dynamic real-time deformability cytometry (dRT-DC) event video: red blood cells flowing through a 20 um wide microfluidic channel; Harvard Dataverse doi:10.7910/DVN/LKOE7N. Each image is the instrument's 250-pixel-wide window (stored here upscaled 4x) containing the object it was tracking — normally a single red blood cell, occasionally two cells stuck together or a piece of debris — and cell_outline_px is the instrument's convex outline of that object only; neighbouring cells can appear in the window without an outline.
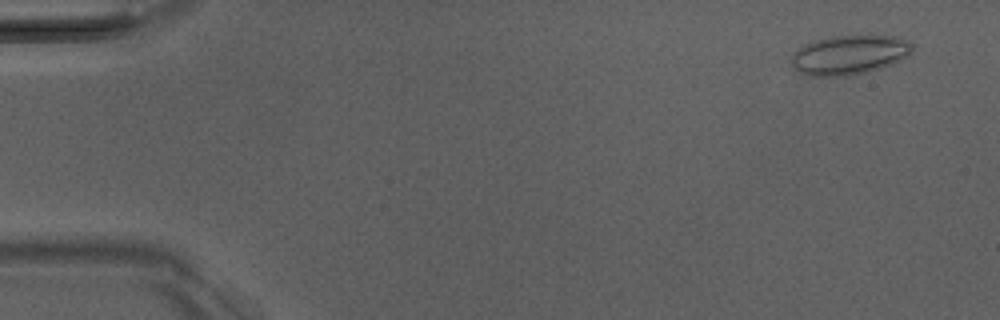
{"species": "Egyptian fruit bat (a non-hibernating species)", "species_latin": "Rousettus aegyptiacus", "temperature_condition": "room temperature", "stored_images_in_passage": 50, "camera_frame_rate_fps": 3000, "um_per_image_px": 0.085, "animal": {"sex": "male"}, "frame": {"image": 1, "passage_image": 2, "time_ms": 0.333, "image_size_px": [1000, 320], "cell_outline_px": [[912, 48], [908, 56], [892, 64], [868, 72], [852, 76], [808, 76], [796, 72], [792, 68], [792, 56], [800, 48], [808, 44], [832, 36], [868, 32], [872, 32], [892, 36], [908, 40], [912, 44]], "centroid_in_image_um": [72.24, 4.64], "position_along_channel_um": 12.8, "area_um2": 28.5}}
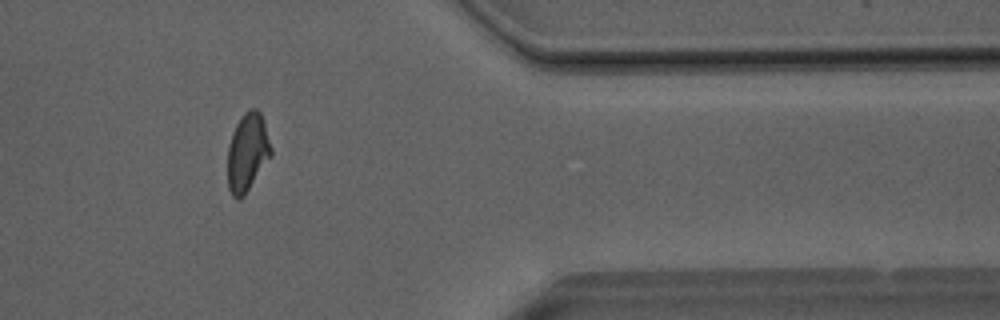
{"frame": {"image": 2, "passage_image": 41, "time_ms": 13.333, "image_size_px": [1000, 320], "cell_outline_px": [[272, 156], [244, 196], [240, 200], [236, 200], [232, 196], [228, 188], [228, 144], [232, 132], [236, 124], [244, 112], [248, 108], [256, 108], [260, 112], [264, 120], [272, 148]], "centroid_in_image_um": [21.04, 12.95], "position_along_channel_um": 390.4, "area_um2": 20.17}}
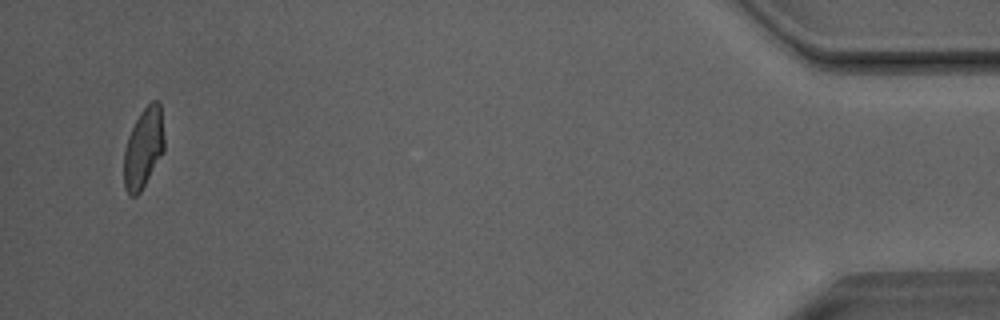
{"frame": {"image": 3, "passage_image": 48, "time_ms": 15.667, "image_size_px": [1000, 320], "cell_outline_px": [[164, 152], [140, 192], [136, 196], [128, 196], [124, 188], [124, 148], [128, 136], [140, 112], [152, 100], [156, 100], [160, 104], [164, 136]], "centroid_in_image_um": [12.19, 12.6], "position_along_channel_um": 423.0, "area_um2": 18.96}, "authors_computed_cell_mechanics": {"area_um2": 20.1433, "velocity_mm_per_s": 4.0614, "shape_relaxation_time_tau1_ms": 7.3837, "shape_relaxation_time_tau2_ms": 1.4699, "deformation_change_tau1": 0.1636, "deformation_change_tau2": 0.0665}}